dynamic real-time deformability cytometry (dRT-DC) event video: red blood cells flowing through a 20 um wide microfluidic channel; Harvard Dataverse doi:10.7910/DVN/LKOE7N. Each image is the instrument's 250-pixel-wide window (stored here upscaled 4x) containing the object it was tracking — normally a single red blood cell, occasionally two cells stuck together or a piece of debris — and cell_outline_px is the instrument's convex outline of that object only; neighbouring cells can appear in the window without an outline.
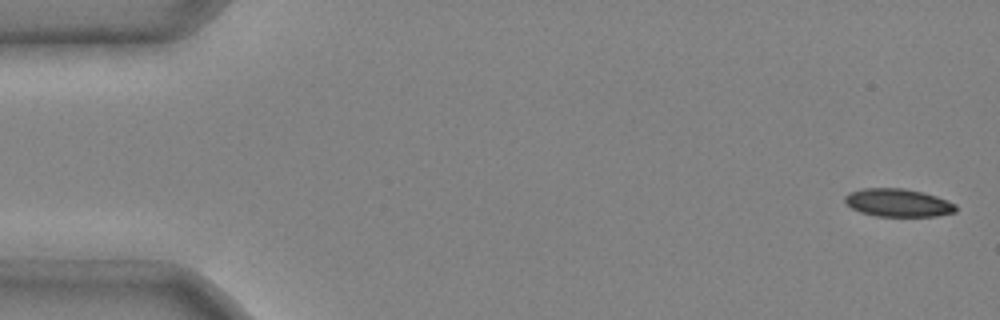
{"species": "common noctule bat (a hibernating species)", "species_latin": "Nyctalus noctula", "temperature_condition": "cold", "stored_images_in_passage": 4, "camera_frame_rate_fps": 3000, "um_per_image_px": 0.085, "animal": {"sex": "male", "body_mass_g": 20.4}, "frame": {"image": 1, "passage_image": 1, "time_ms": 0.0, "image_size_px": [1000, 320], "cell_outline_px": [[956, 212], [936, 216], [876, 216], [860, 212], [852, 208], [844, 200], [844, 196], [848, 192], [864, 188], [904, 188], [936, 196], [956, 204]], "centroid_in_image_um": [76.31, 17.23], "position_along_channel_um": 8.7, "area_um2": 18.03}}
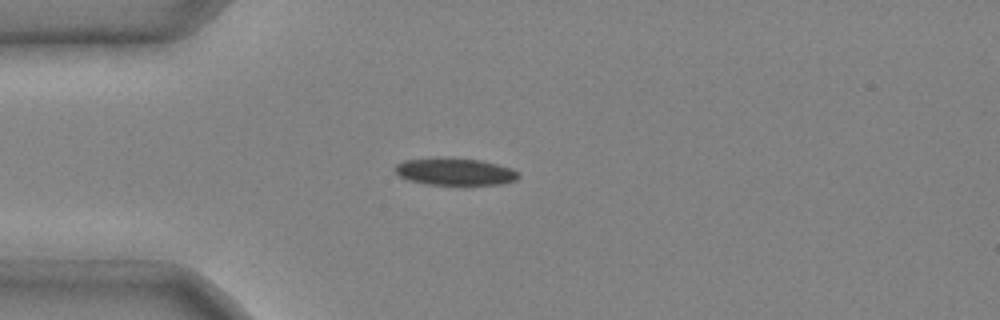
{"frame": {"image": 2, "passage_image": 4, "time_ms": 1.0, "image_size_px": [1000, 320], "cell_outline_px": [[520, 176], [516, 180], [500, 184], [428, 184], [408, 180], [400, 176], [396, 172], [396, 164], [404, 160], [444, 156], [480, 160], [512, 168]], "centroid_in_image_um": [38.65, 14.56], "position_along_channel_um": 46.4, "area_um2": 19.54}}